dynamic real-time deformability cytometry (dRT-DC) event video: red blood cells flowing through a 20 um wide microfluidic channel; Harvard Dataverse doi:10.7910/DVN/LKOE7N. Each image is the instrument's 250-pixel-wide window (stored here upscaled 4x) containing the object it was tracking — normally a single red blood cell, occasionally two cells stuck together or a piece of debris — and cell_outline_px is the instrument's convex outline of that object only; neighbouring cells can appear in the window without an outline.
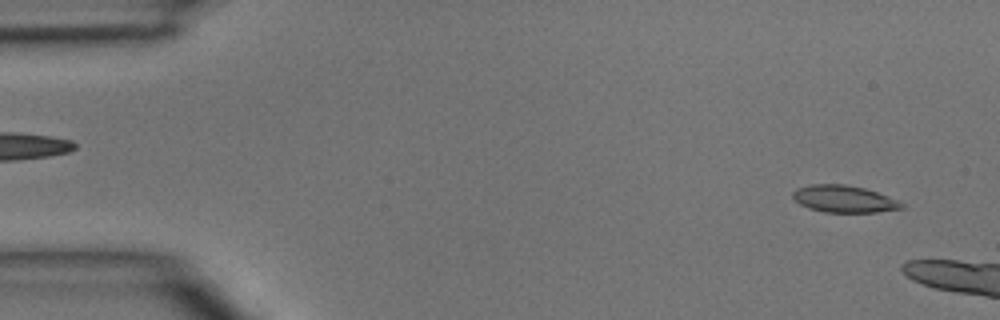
{"species": "common noctule bat (a hibernating species)", "species_latin": "Nyctalus noctula", "temperature_condition": "room temperature", "stored_images_in_passage": 3, "camera_frame_rate_fps": 3000, "um_per_image_px": 0.085, "animal": {"sex": "male", "body_mass_g": 15.6}, "frame": {"image": 1, "passage_image": 1, "time_ms": 0.0, "image_size_px": [1000, 320], "cell_outline_px": [[904, 208], [876, 212], [824, 212], [808, 208], [792, 200], [792, 192], [796, 188], [812, 184], [844, 184], [864, 188], [900, 200], [904, 204]], "centroid_in_image_um": [71.72, 16.91], "position_along_channel_um": 13.3, "area_um2": 17.28}}